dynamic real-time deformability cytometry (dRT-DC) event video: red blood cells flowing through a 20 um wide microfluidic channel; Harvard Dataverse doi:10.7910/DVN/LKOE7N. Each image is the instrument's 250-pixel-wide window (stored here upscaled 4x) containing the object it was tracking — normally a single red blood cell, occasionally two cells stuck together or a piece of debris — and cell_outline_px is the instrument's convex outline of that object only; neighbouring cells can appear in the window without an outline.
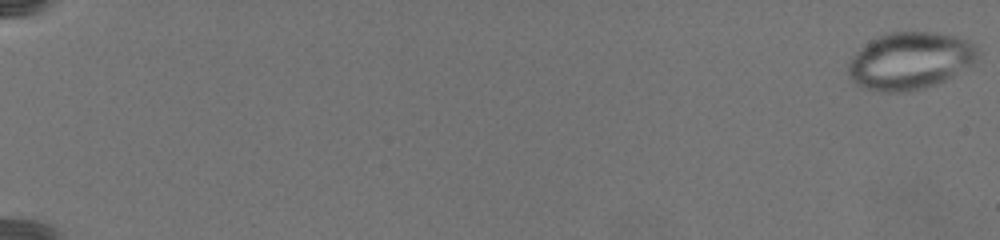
{"species": "common noctule bat (a hibernating species)", "species_latin": "Nyctalus noctula", "temperature_condition": "warm", "stored_images_in_passage": 15, "camera_frame_rate_fps": 3000, "um_per_image_px": 0.085, "animal": {"sex": "female", "body_mass_g": 19.5, "forearm_length_mm": 54.1}, "frame": {"image": 1, "passage_image": 1, "time_ms": 0.0, "image_size_px": [1000, 240], "cell_outline_px": [[980, 56], [972, 64], [944, 80], [924, 88], [900, 92], [872, 92], [856, 84], [848, 76], [848, 64], [860, 48], [872, 40], [888, 32], [936, 32], [952, 36], [972, 44], [980, 52]], "centroid_in_image_um": [77.32, 5.18], "position_along_channel_um": 7.7, "area_um2": 42.77}}
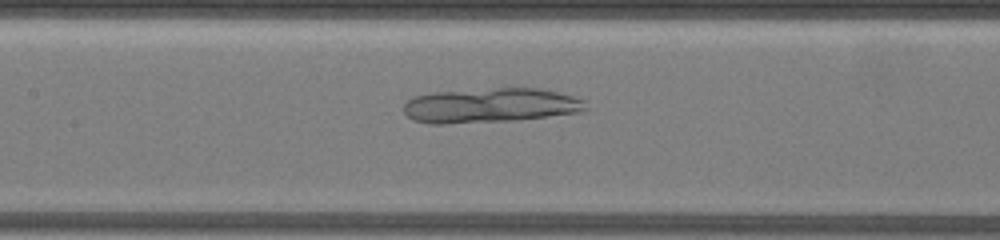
{"frame": {"image": 2, "passage_image": 15, "time_ms": 13.0, "image_size_px": [1000, 240], "cell_outline_px": [[588, 108], [580, 112], [512, 120], [444, 124], [428, 124], [412, 120], [404, 112], [404, 104], [412, 96], [432, 92], [496, 88], [540, 88], [560, 92], [584, 100]], "centroid_in_image_um": [41.64, 8.95], "position_along_channel_um": 165.8, "area_um2": 36.82}}